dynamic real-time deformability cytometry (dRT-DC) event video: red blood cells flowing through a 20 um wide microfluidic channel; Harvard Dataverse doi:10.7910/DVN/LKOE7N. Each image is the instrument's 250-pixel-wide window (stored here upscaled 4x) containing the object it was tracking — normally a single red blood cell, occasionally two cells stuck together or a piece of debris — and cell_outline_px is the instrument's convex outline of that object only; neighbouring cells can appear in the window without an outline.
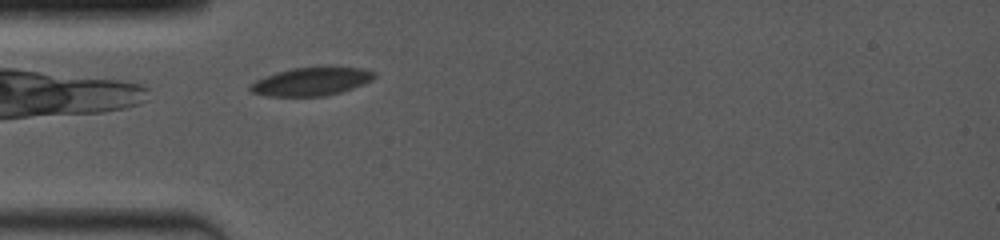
{"species": "common noctule bat (a hibernating species)", "species_latin": "Nyctalus noctula", "temperature_condition": "room temperature", "stored_images_in_passage": 26, "camera_frame_rate_fps": 4000, "um_per_image_px": 0.085, "animal": {"sex": "female", "body_mass_g": 19.0, "forearm_length_mm": 53.3}, "frame": {"image": 1, "passage_image": 1, "time_ms": 0.0, "image_size_px": [1000, 240], "cell_outline_px": [[376, 76], [372, 80], [364, 84], [340, 92], [324, 96], [268, 96], [252, 92], [248, 88], [248, 84], [256, 80], [276, 72], [292, 68], [364, 68], [376, 72]], "centroid_in_image_um": [26.45, 6.94], "position_along_channel_um": 58.6, "area_um2": 20.17}}
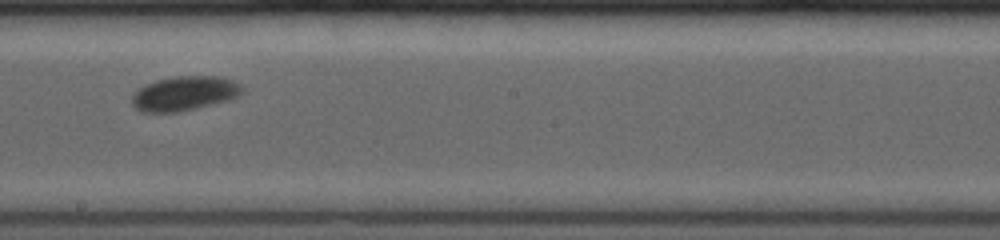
{"frame": {"image": 2, "passage_image": 13, "time_ms": 4.5, "image_size_px": [1000, 240], "cell_outline_px": [[244, 92], [240, 96], [196, 108], [176, 112], [144, 112], [136, 108], [132, 104], [132, 96], [144, 84], [156, 80], [176, 76], [220, 76], [232, 80], [244, 88]], "centroid_in_image_um": [15.69, 7.93], "position_along_channel_um": 232.5, "area_um2": 21.96}}
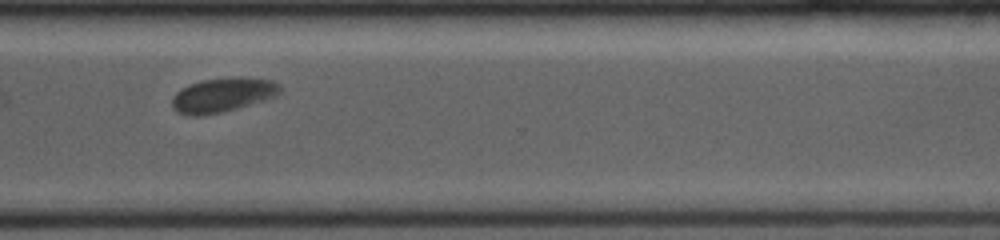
{"frame": {"image": 3, "passage_image": 20, "time_ms": 7.5, "image_size_px": [1000, 240], "cell_outline_px": [[280, 92], [276, 96], [236, 108], [204, 116], [192, 116], [176, 112], [172, 108], [172, 100], [176, 92], [180, 88], [188, 84], [200, 80], [236, 76], [248, 76], [272, 80], [280, 84]], "centroid_in_image_um": [18.91, 8.05], "position_along_channel_um": 351.7, "area_um2": 21.91}, "authors_computed_cell_mechanics": {"area_um2": 21.5883, "velocity_mm_per_s": 3.9437, "shape_relaxation_time_tau1_ms": 1.5009, "shape_relaxation_time_tau2_ms": null, "deformation_change_tau1": 0.074, "deformation_change_tau2": null}}